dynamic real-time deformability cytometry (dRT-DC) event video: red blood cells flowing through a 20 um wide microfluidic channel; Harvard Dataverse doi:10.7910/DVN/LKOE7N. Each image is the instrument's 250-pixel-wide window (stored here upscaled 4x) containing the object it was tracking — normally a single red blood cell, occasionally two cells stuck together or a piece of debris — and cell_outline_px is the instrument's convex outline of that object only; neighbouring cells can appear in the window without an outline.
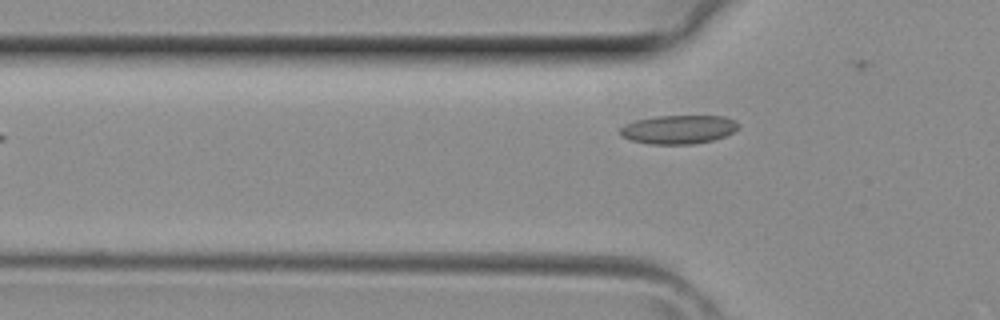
{"species": "common noctule bat (a hibernating species)", "species_latin": "Nyctalus noctula", "temperature_condition": "room temperature", "stored_images_in_passage": 6, "camera_frame_rate_fps": 3000, "um_per_image_px": 0.085, "animal": {"sex": "female", "body_mass_g": 29.2, "forearm_length_mm": 56.3}, "frame": {"image": 1, "passage_image": 5, "time_ms": 1.333, "image_size_px": [1000, 320], "cell_outline_px": [[740, 124], [732, 132], [724, 136], [712, 140], [692, 144], [648, 144], [632, 140], [620, 136], [620, 128], [636, 120], [656, 116], [724, 116], [736, 120]], "centroid_in_image_um": [57.68, 11.0], "position_along_channel_um": 68.1, "area_um2": 19.65}}
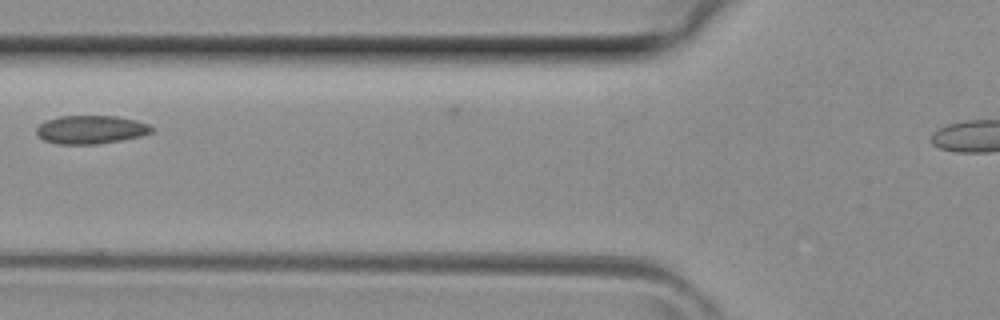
{"frame": {"image": 2, "passage_image": 6, "time_ms": 1.667, "image_size_px": [1000, 320], "cell_outline_px": [[152, 132], [140, 136], [120, 140], [96, 144], [56, 144], [44, 140], [36, 132], [36, 128], [44, 120], [60, 116], [116, 116], [136, 120], [148, 124], [152, 128]], "centroid_in_image_um": [7.69, 11.01], "position_along_channel_um": 118.1, "area_um2": 18.96}}